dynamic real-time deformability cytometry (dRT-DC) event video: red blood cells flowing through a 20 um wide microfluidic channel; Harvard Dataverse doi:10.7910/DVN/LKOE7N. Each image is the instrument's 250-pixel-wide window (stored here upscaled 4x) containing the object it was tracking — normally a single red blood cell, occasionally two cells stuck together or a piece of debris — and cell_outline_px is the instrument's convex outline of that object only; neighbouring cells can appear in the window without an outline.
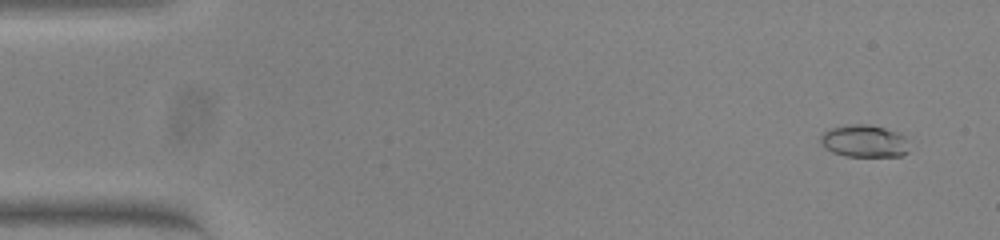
{"species": "common noctule bat (a hibernating species)", "species_latin": "Nyctalus noctula", "temperature_condition": "warm", "stored_images_in_passage": 53, "camera_frame_rate_fps": 3000, "um_per_image_px": 0.085, "animal": {"sex": "female", "body_mass_g": 23.0, "forearm_length_mm": 53.4}, "frame": {"image": 1, "passage_image": 2, "time_ms": 0.333, "image_size_px": [1000, 240], "cell_outline_px": [[908, 152], [900, 156], [844, 156], [832, 152], [824, 148], [820, 140], [820, 136], [824, 132], [832, 128], [852, 124], [868, 124], [884, 128], [896, 132], [904, 136]], "centroid_in_image_um": [73.42, 12.0], "position_along_channel_um": 11.6, "area_um2": 16.53}}
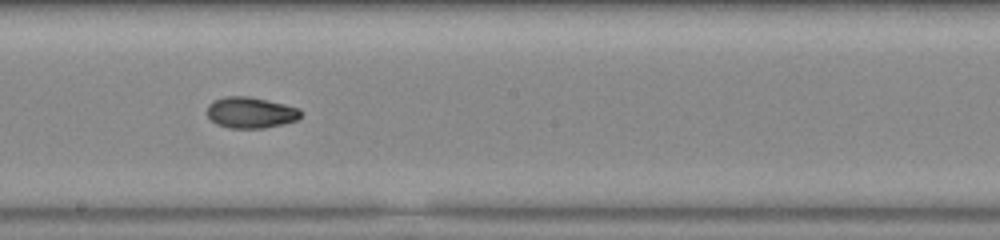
{"frame": {"image": 2, "passage_image": 29, "time_ms": 9.333, "image_size_px": [1000, 240], "cell_outline_px": [[300, 116], [296, 120], [284, 124], [264, 128], [228, 128], [216, 124], [208, 116], [208, 104], [212, 100], [224, 96], [248, 96], [268, 100], [300, 108]], "centroid_in_image_um": [21.28, 9.56], "position_along_channel_um": 226.9, "area_um2": 17.05}}
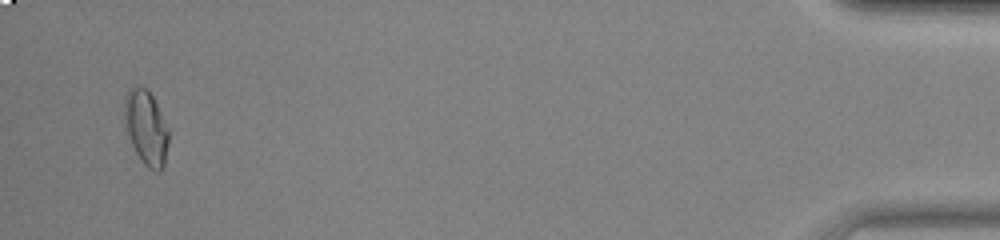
{"frame": {"image": 3, "passage_image": 51, "time_ms": 16.667, "image_size_px": [1000, 240], "cell_outline_px": [[168, 144], [164, 164], [160, 172], [156, 172], [148, 168], [140, 160], [132, 144], [128, 132], [124, 116], [124, 96], [128, 88], [144, 88], [152, 96], [168, 128]], "centroid_in_image_um": [12.42, 10.88], "position_along_channel_um": 422.8, "area_um2": 18.84}, "authors_computed_cell_mechanics": {"area_um2": 16.8776, "velocity_mm_per_s": 3.8294, "shape_relaxation_time_tau1_ms": null, "shape_relaxation_time_tau2_ms": 2.9844, "deformation_change_tau1": null, "deformation_change_tau2": 0.0607}}